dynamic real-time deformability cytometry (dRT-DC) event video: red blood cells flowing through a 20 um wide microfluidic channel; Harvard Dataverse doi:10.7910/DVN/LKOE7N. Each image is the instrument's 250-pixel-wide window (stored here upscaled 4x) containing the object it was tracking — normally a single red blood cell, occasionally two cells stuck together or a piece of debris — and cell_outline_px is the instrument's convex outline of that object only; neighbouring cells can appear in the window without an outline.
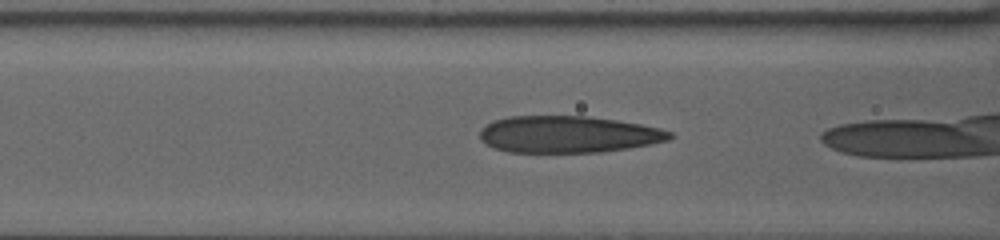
{"species": "human", "species_latin": "Homo sapiens", "temperature_condition": "warm", "stored_images_in_passage": 17, "camera_frame_rate_fps": 3000, "um_per_image_px": 0.085, "donor": {"sex": "female"}, "frame": {"image": 1, "passage_image": 15, "time_ms": 4.667, "image_size_px": [1000, 240], "cell_outline_px": [[676, 136], [668, 140], [652, 144], [628, 148], [600, 152], [508, 152], [484, 144], [480, 140], [480, 132], [492, 120], [508, 116], [588, 116], [616, 120], [640, 124], [660, 128], [672, 132]], "centroid_in_image_um": [48.31, 11.42], "position_along_channel_um": 118.3, "area_um2": 40.86}}